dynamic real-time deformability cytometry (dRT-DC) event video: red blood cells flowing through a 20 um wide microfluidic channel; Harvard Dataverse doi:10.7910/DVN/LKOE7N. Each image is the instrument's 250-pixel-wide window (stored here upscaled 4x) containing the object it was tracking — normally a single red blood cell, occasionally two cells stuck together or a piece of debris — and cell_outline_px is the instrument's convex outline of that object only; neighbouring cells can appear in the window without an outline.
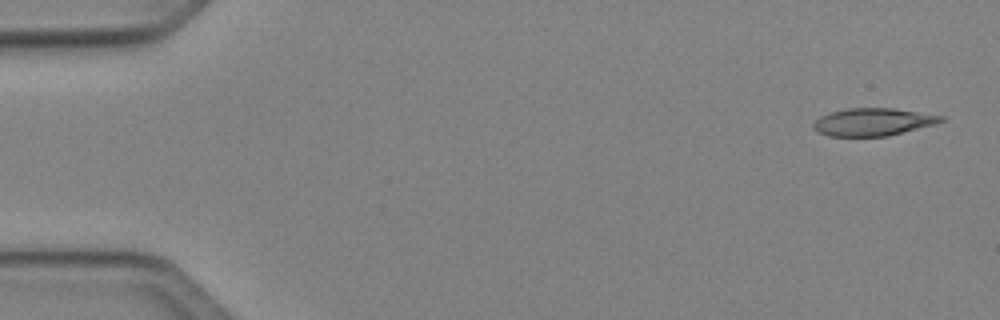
{"species": "Egyptian fruit bat (a non-hibernating species)", "species_latin": "Rousettus aegyptiacus", "temperature_condition": "cold", "stored_images_in_passage": 16, "camera_frame_rate_fps": 3000, "um_per_image_px": 0.085, "animal": {"sex": "female"}, "frame": {"image": 1, "passage_image": 2, "time_ms": 0.333, "image_size_px": [1000, 320], "cell_outline_px": [[948, 120], [936, 124], [888, 136], [828, 136], [812, 128], [812, 124], [820, 116], [828, 112], [848, 108], [892, 108], [944, 116]], "centroid_in_image_um": [74.22, 10.36], "position_along_channel_um": 10.8, "area_um2": 20.63}}
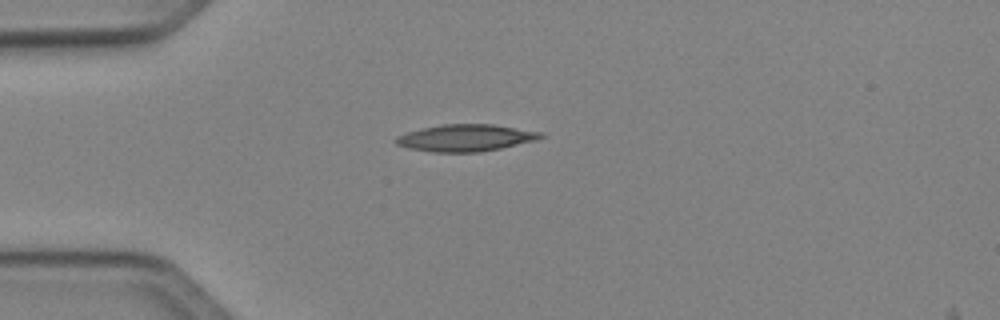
{"frame": {"image": 2, "passage_image": 13, "time_ms": 4.0, "image_size_px": [1000, 320], "cell_outline_px": [[548, 136], [536, 140], [500, 148], [480, 152], [432, 152], [408, 148], [396, 144], [392, 140], [396, 136], [420, 128], [440, 124], [492, 124], [544, 132]], "centroid_in_image_um": [39.58, 11.71], "position_along_channel_um": 45.4, "area_um2": 22.95}}